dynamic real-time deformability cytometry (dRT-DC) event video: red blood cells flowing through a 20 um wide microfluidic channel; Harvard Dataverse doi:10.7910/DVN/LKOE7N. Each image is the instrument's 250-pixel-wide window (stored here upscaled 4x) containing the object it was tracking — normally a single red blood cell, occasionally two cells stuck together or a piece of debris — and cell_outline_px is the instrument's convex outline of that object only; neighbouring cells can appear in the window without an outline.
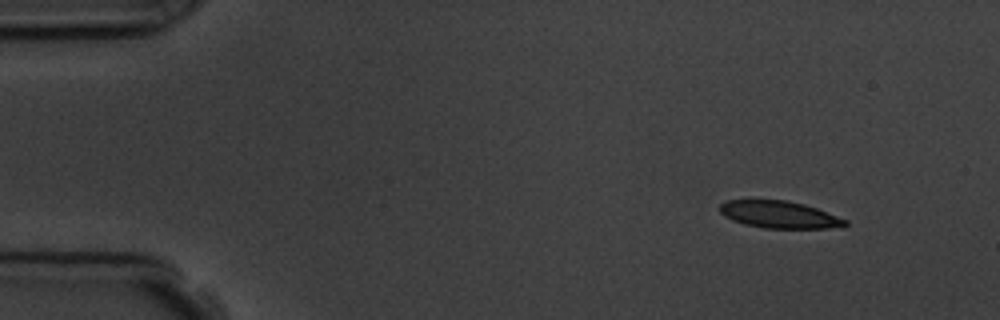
{"species": "common noctule bat (a hibernating species)", "species_latin": "Nyctalus noctula", "temperature_condition": "room temperature", "stored_images_in_passage": 3, "camera_frame_rate_fps": 3000, "um_per_image_px": 0.085, "animal": {"sex": "male", "body_mass_g": 19.5, "forearm_length_mm": 54.6}, "frame": {"image": 1, "passage_image": 1, "time_ms": 0.0, "image_size_px": [1000, 320], "cell_outline_px": [[848, 224], [844, 228], [764, 228], [744, 224], [732, 220], [724, 216], [720, 212], [720, 204], [724, 200], [752, 196], [788, 200], [804, 204], [816, 208], [848, 220]], "centroid_in_image_um": [66.17, 18.18], "position_along_channel_um": 18.8, "area_um2": 20.92}}
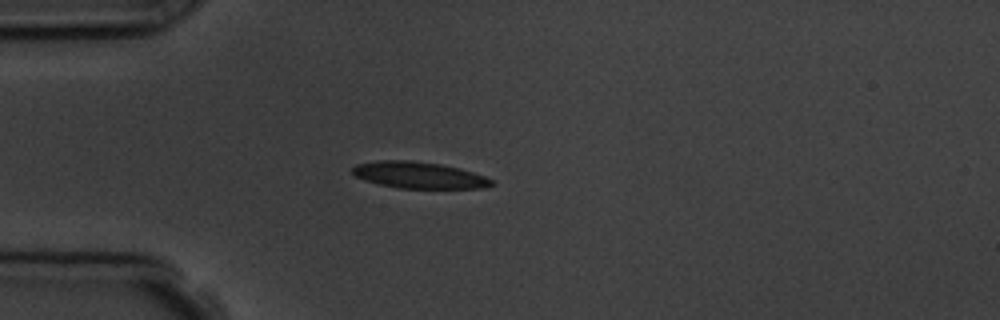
{"frame": {"image": 2, "passage_image": 3, "time_ms": 3.0, "image_size_px": [1000, 320], "cell_outline_px": [[496, 184], [484, 188], [400, 188], [380, 184], [356, 176], [352, 172], [352, 168], [356, 164], [380, 160], [412, 160], [440, 164], [460, 168], [484, 176], [492, 180]], "centroid_in_image_um": [35.64, 14.88], "position_along_channel_um": 49.4, "area_um2": 21.33}}